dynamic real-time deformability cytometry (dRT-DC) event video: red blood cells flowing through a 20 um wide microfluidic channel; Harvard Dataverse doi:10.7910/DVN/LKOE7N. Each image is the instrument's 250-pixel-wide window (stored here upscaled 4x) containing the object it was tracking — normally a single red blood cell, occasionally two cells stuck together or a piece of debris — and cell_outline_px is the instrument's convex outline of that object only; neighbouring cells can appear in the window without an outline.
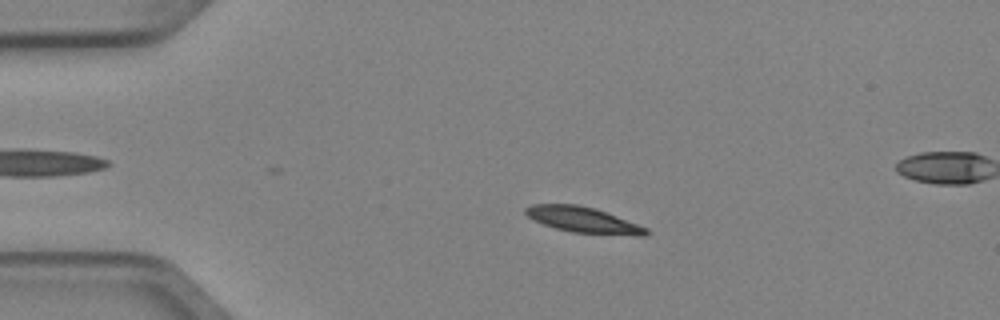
{"species": "Egyptian fruit bat (a non-hibernating species)", "species_latin": "Rousettus aegyptiacus", "temperature_condition": "cold", "stored_images_in_passage": 5, "segment_of_instrument_passage": [1, 2], "camera_frame_rate_fps": 3000, "um_per_image_px": 0.085, "animal": {"sex": "female"}, "frame": {"image": 1, "passage_image": 3, "time_ms": 0.667, "image_size_px": [1000, 320], "cell_outline_px": [[652, 232], [648, 236], [636, 236], [572, 232], [556, 228], [544, 224], [528, 216], [524, 212], [524, 208], [532, 204], [576, 204], [596, 208], [648, 228]], "centroid_in_image_um": [49.64, 18.69], "position_along_channel_um": 35.4, "area_um2": 18.15}}